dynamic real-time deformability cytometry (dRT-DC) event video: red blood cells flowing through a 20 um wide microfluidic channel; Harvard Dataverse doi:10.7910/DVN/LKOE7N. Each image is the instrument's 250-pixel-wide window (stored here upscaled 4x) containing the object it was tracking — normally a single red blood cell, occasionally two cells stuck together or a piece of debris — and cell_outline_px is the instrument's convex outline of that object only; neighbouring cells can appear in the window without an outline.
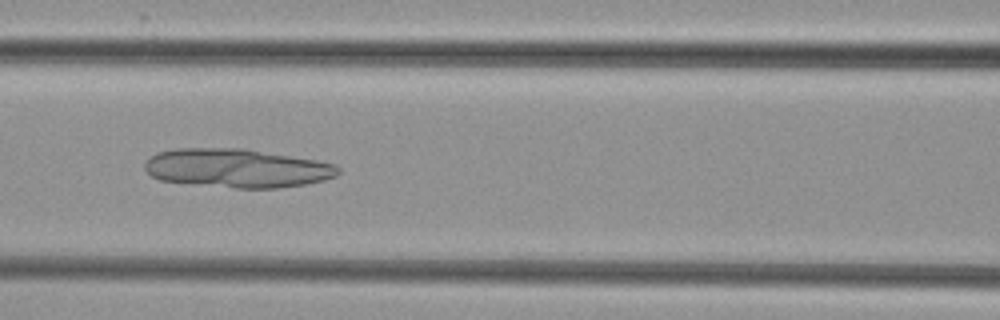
{"species": "common noctule bat (a hibernating species)", "species_latin": "Nyctalus noctula", "temperature_condition": "cold", "stored_images_in_passage": 7, "camera_frame_rate_fps": 3000, "um_per_image_px": 0.085, "animal": {"sex": "female", "body_mass_g": 29.2, "forearm_length_mm": 56.3}, "frame": {"image": 1, "passage_image": 7, "time_ms": 7.0, "image_size_px": [1000, 320], "cell_outline_px": [[340, 172], [336, 176], [324, 180], [304, 184], [280, 188], [236, 188], [160, 180], [152, 176], [144, 168], [144, 164], [156, 152], [176, 148], [244, 148], [316, 160], [336, 164], [340, 168]], "centroid_in_image_um": [20.16, 14.29], "position_along_channel_um": 146.4, "area_um2": 43.64}}